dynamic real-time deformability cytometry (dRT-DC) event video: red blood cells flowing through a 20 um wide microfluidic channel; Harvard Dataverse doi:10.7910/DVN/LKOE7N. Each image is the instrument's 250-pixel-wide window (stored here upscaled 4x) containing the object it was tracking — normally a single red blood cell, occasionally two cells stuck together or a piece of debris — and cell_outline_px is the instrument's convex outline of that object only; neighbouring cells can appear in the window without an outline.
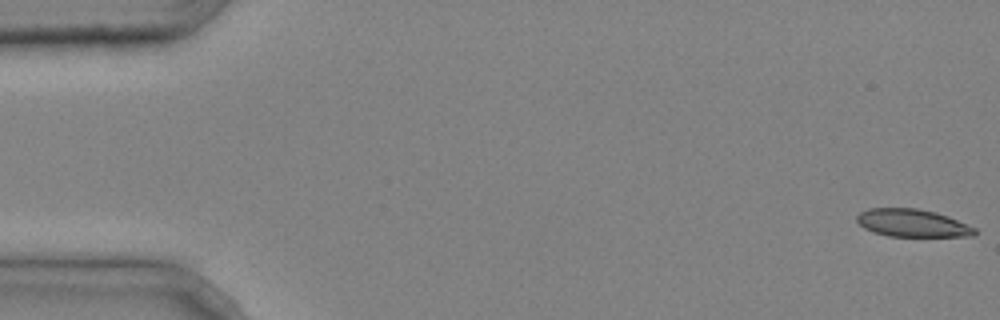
{"species": "common noctule bat (a hibernating species)", "species_latin": "Nyctalus noctula", "temperature_condition": "cold", "stored_images_in_passage": 5, "camera_frame_rate_fps": 3000, "um_per_image_px": 0.085, "animal": {"sex": "male", "body_mass_g": 20.4}, "frame": {"image": 1, "passage_image": 1, "time_ms": 0.0, "image_size_px": [1000, 320], "cell_outline_px": [[976, 236], [888, 236], [872, 232], [864, 228], [856, 220], [856, 216], [860, 212], [868, 208], [916, 208], [936, 212], [948, 216], [976, 228]], "centroid_in_image_um": [77.54, 18.96], "position_along_channel_um": 7.5, "area_um2": 19.07}}